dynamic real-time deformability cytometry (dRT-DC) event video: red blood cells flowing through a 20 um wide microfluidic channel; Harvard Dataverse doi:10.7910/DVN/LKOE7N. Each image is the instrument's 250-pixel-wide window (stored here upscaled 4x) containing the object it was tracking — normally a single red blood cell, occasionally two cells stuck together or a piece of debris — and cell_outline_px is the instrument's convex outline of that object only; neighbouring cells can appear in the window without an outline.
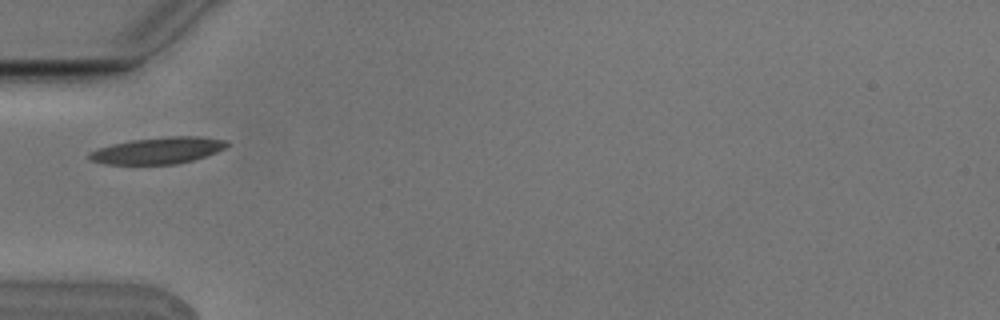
{"species": "Egyptian fruit bat (a non-hibernating species)", "species_latin": "Rousettus aegyptiacus", "temperature_condition": "cold", "stored_images_in_passage": 1, "camera_frame_rate_fps": 3000, "um_per_image_px": 0.085, "animal": {"sex": "male"}, "frame": {"image": 1, "passage_image": 1, "time_ms": 0.0, "image_size_px": [1000, 320], "cell_outline_px": [[232, 144], [216, 152], [192, 160], [176, 164], [104, 164], [88, 160], [88, 152], [112, 144], [132, 140], [172, 136], [200, 136], [228, 140]], "centroid_in_image_um": [13.44, 12.79], "position_along_channel_um": 71.6, "area_um2": 21.33}}